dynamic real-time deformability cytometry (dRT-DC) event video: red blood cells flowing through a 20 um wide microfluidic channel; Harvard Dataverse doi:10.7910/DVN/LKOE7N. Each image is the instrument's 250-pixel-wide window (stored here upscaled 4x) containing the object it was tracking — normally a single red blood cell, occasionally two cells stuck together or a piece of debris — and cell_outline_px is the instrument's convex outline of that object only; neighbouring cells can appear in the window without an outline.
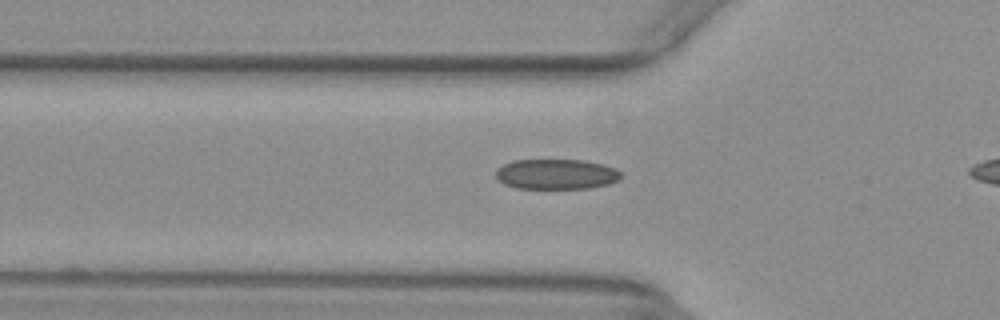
{"species": "common noctule bat (a hibernating species)", "species_latin": "Nyctalus noctula", "temperature_condition": "warm", "stored_images_in_passage": 44, "camera_frame_rate_fps": 3000, "um_per_image_px": 0.085, "animal": {"sex": "female", "body_mass_g": 29.2, "forearm_length_mm": 56.3}, "frame": {"image": 1, "passage_image": 17, "time_ms": 5.333, "image_size_px": [1000, 320], "cell_outline_px": [[624, 176], [620, 180], [608, 184], [588, 188], [516, 188], [504, 184], [496, 176], [496, 172], [504, 164], [512, 160], [584, 160], [604, 164], [616, 168]], "centroid_in_image_um": [47.35, 14.8], "position_along_channel_um": 78.5, "area_um2": 22.08}}
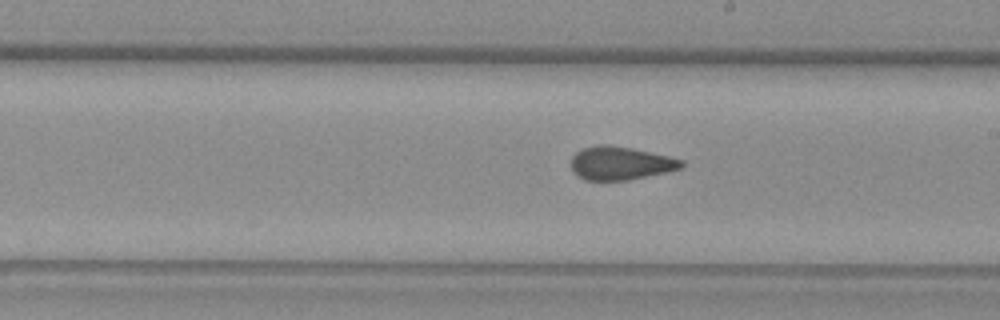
{"frame": {"image": 2, "passage_image": 29, "time_ms": 9.333, "image_size_px": [1000, 320], "cell_outline_px": [[684, 164], [680, 168], [664, 172], [628, 180], [584, 180], [572, 172], [572, 156], [576, 152], [584, 148], [600, 144], [608, 144], [632, 148], [668, 156], [684, 160]], "centroid_in_image_um": [52.71, 13.87], "position_along_channel_um": 236.3, "area_um2": 21.27}}
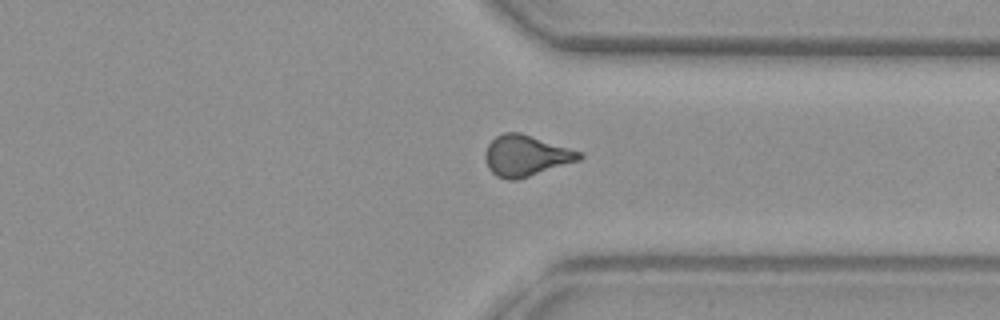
{"frame": {"image": 3, "passage_image": 39, "time_ms": 12.667, "image_size_px": [1000, 320], "cell_outline_px": [[584, 156], [580, 160], [516, 180], [508, 180], [496, 176], [488, 168], [484, 156], [484, 152], [488, 144], [496, 136], [504, 132], [520, 132], [584, 152]], "centroid_in_image_um": [44.71, 13.22], "position_along_channel_um": 366.7, "area_um2": 22.6}}